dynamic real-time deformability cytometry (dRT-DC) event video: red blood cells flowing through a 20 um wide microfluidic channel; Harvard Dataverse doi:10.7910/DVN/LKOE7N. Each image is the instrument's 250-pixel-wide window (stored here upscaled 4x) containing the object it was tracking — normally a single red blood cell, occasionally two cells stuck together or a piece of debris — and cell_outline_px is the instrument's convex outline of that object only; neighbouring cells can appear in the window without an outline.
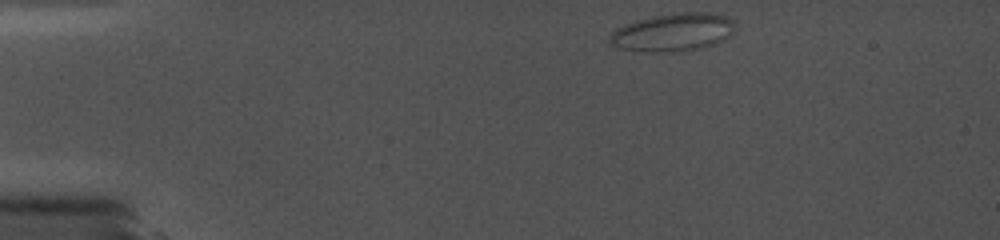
{"species": "common noctule bat (a hibernating species)", "species_latin": "Nyctalus noctula", "temperature_condition": "cold", "stored_images_in_passage": 63, "camera_frame_rate_fps": 5000, "um_per_image_px": 0.085, "animal": {"sex": "female", "body_mass_g": 19.0, "forearm_length_mm": 56.7}, "frame": {"image": 1, "passage_image": 1, "time_ms": 0.0, "image_size_px": [1000, 240], "cell_outline_px": [[736, 28], [724, 40], [700, 48], [672, 52], [640, 52], [616, 48], [608, 44], [608, 36], [616, 28], [624, 24], [636, 20], [652, 16], [676, 12], [708, 12], [724, 16], [732, 20]], "centroid_in_image_um": [57.12, 2.75], "position_along_channel_um": 27.9, "area_um2": 28.15}}
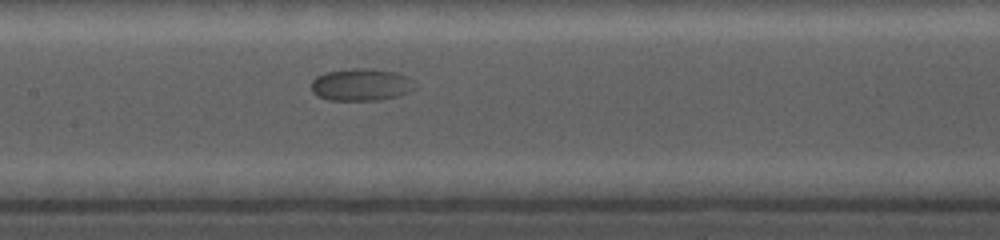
{"frame": {"image": 2, "passage_image": 30, "time_ms": 6.6, "image_size_px": [1000, 240], "cell_outline_px": [[416, 88], [408, 92], [396, 96], [376, 100], [328, 100], [316, 96], [312, 92], [312, 80], [316, 76], [324, 72], [352, 68], [372, 68], [396, 72], [408, 76], [412, 80]], "centroid_in_image_um": [30.67, 7.18], "position_along_channel_um": 176.7, "area_um2": 19.65}}
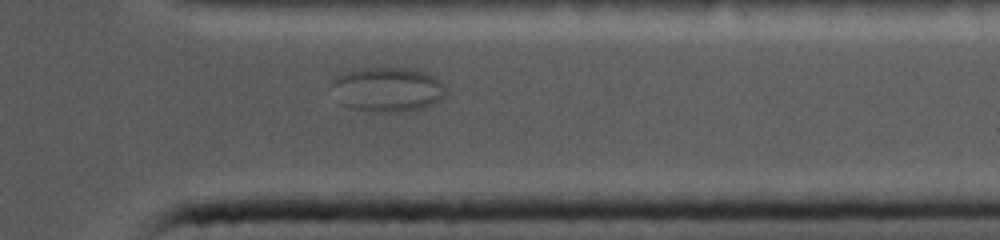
{"frame": {"image": 3, "passage_image": 55, "time_ms": 12.4, "image_size_px": [1000, 240], "cell_outline_px": [[444, 96], [440, 100], [424, 108], [404, 112], [380, 112], [352, 108], [340, 104], [328, 88], [328, 80], [340, 72], [364, 68], [408, 68], [424, 72], [432, 76], [444, 84]], "centroid_in_image_um": [32.82, 7.6], "position_along_channel_um": 378.6, "area_um2": 30.29}}